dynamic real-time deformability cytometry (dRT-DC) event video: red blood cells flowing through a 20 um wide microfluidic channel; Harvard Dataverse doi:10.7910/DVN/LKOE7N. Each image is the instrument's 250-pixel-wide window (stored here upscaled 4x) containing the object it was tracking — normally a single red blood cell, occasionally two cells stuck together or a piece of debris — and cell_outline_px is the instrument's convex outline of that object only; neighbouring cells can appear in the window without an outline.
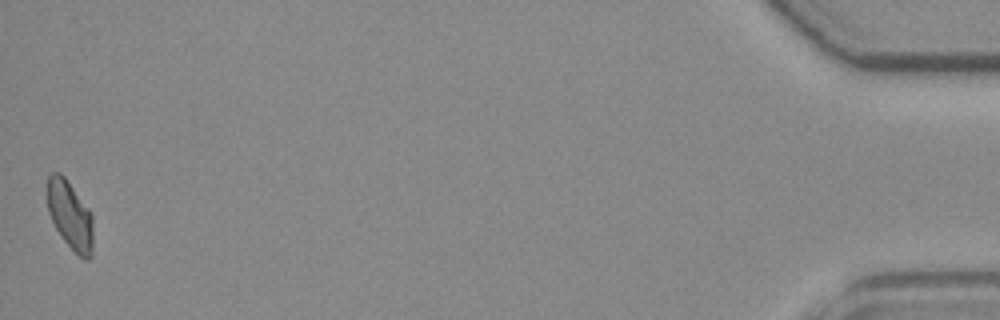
{"species": "common noctule bat (a hibernating species)", "species_latin": "Nyctalus noctula", "temperature_condition": "room temperature", "stored_images_in_passage": 41, "camera_frame_rate_fps": 3000, "um_per_image_px": 0.085, "animal": {"sex": "female", "body_mass_g": 19.3, "forearm_length_mm": 54.1}, "frame": {"image": 1, "passage_image": 41, "time_ms": 13.333, "image_size_px": [1000, 320], "cell_outline_px": [[92, 256], [88, 260], [84, 260], [64, 240], [56, 228], [48, 212], [48, 176], [52, 172], [60, 172], [64, 176], [92, 212]], "centroid_in_image_um": [5.97, 18.28], "position_along_channel_um": 429.2, "area_um2": 18.09}, "authors_computed_cell_mechanics": {"area_um2": 16.8198, "velocity_mm_per_s": 3.7423, "shape_relaxation_time_tau1_ms": null, "shape_relaxation_time_tau2_ms": 3.829, "deformation_change_tau1": null, "deformation_change_tau2": 0.0776}}